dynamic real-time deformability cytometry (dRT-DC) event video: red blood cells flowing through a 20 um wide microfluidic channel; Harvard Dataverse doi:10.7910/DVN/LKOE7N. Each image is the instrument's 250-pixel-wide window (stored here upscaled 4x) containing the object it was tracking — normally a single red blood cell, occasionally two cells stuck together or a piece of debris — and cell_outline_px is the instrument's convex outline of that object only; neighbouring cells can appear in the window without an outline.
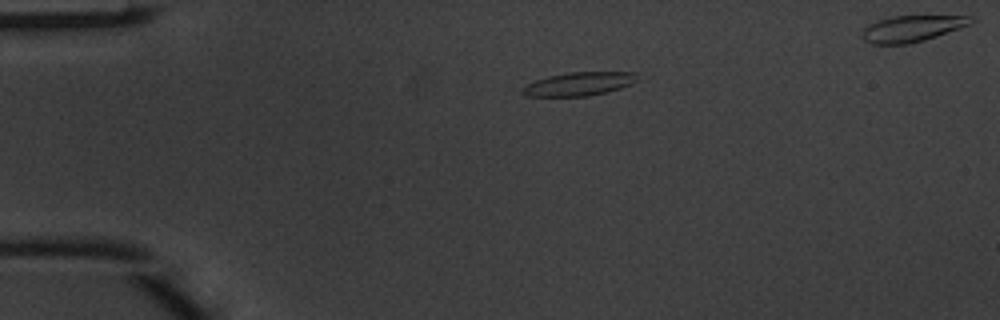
{"species": "common noctule bat (a hibernating species)", "species_latin": "Nyctalus noctula", "temperature_condition": "warm", "stored_images_in_passage": 3, "camera_frame_rate_fps": 3000, "um_per_image_px": 0.085, "animal": {"sex": "male", "body_mass_g": 20.1, "forearm_length_mm": 53.5}, "frame": {"image": 1, "passage_image": 1, "time_ms": 0.0, "image_size_px": [1000, 320], "cell_outline_px": [[636, 80], [632, 84], [620, 88], [588, 96], [524, 96], [520, 92], [520, 88], [536, 80], [548, 76], [572, 72], [636, 72]], "centroid_in_image_um": [49.17, 7.13], "position_along_channel_um": 35.8, "area_um2": 15.61}}